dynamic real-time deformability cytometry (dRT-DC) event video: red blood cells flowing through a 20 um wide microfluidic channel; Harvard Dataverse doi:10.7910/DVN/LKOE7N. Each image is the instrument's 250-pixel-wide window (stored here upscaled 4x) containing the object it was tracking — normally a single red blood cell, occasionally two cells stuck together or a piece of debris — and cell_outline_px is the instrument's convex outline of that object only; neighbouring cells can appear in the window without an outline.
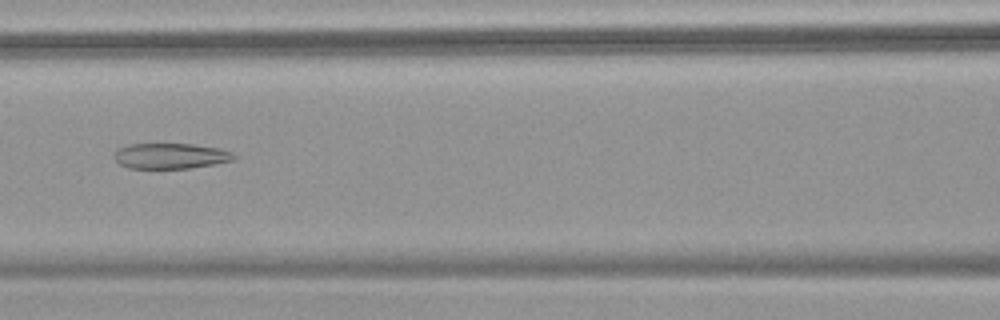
{"species": "common noctule bat (a hibernating species)", "species_latin": "Nyctalus noctula", "temperature_condition": "warm", "stored_images_in_passage": 38, "camera_frame_rate_fps": 3000, "um_per_image_px": 0.085, "animal": {"sex": "female", "body_mass_g": 18.4}, "frame": {"image": 1, "passage_image": 9, "time_ms": 2.667, "image_size_px": [1000, 320], "cell_outline_px": [[236, 160], [216, 164], [188, 168], [128, 168], [120, 164], [112, 156], [120, 148], [128, 144], [192, 144], [220, 148], [232, 152], [236, 156]], "centroid_in_image_um": [14.54, 13.25], "position_along_channel_um": 152.1, "area_um2": 17.86}}
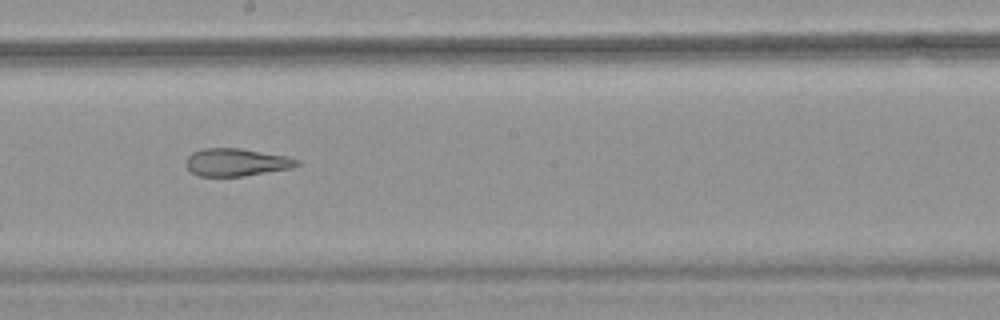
{"frame": {"image": 2, "passage_image": 15, "time_ms": 4.667, "image_size_px": [1000, 320], "cell_outline_px": [[300, 164], [292, 168], [244, 176], [200, 176], [192, 172], [184, 164], [184, 160], [192, 152], [200, 148], [240, 148], [288, 156], [300, 160]], "centroid_in_image_um": [20.08, 13.78], "position_along_channel_um": 228.1, "area_um2": 18.09}}
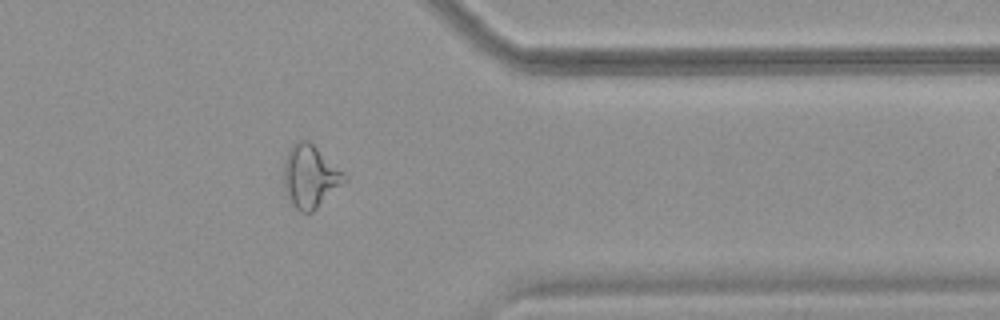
{"frame": {"image": 3, "passage_image": 28, "time_ms": 9.0, "image_size_px": [1000, 320], "cell_outline_px": [[348, 180], [312, 212], [300, 212], [288, 200], [284, 188], [284, 160], [292, 144], [300, 140], [308, 140], [344, 172], [348, 176]], "centroid_in_image_um": [26.37, 15.01], "position_along_channel_um": 385.0, "area_um2": 22.14}, "authors_computed_cell_mechanics": {"area_um2": 20.0277, "velocity_mm_per_s": 3.8214, "shape_relaxation_time_tau1_ms": null, "shape_relaxation_time_tau2_ms": 3.5775, "deformation_change_tau1": null, "deformation_change_tau2": 0.1474}}